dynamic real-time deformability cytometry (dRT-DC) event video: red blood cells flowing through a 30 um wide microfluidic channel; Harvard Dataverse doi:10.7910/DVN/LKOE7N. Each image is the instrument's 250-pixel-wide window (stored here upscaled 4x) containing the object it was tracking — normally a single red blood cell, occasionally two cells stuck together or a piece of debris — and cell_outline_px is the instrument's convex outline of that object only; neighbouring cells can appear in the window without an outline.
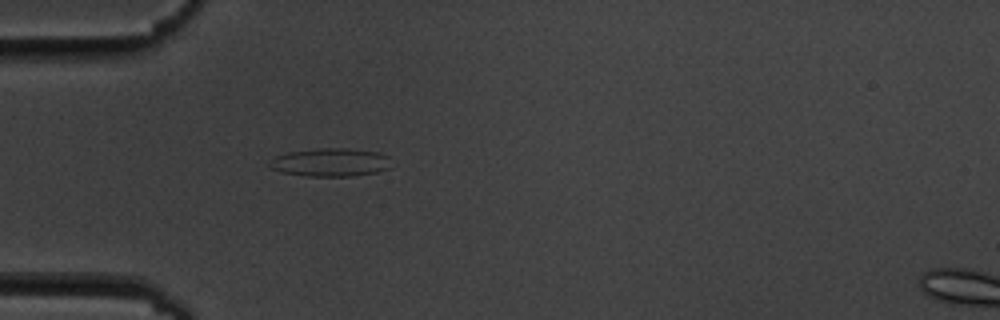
{"species": "common noctule bat (a hibernating species)", "species_latin": "Nyctalus noctula", "temperature_condition": "cold", "stored_images_in_passage": 5, "camera_frame_rate_fps": 3000, "um_per_image_px": 0.085, "animal": {"sex": "male", "body_mass_g": 19.5, "forearm_length_mm": 54.6}, "frame": {"image": 1, "passage_image": 4, "time_ms": 3.667, "image_size_px": [1000, 320], "cell_outline_px": [[388, 168], [376, 172], [352, 176], [308, 176], [284, 172], [272, 168], [268, 164], [268, 160], [276, 156], [288, 152], [316, 148], [344, 148], [380, 152], [388, 156]], "centroid_in_image_um": [28.06, 13.79], "position_along_channel_um": 56.9, "area_um2": 19.88}}